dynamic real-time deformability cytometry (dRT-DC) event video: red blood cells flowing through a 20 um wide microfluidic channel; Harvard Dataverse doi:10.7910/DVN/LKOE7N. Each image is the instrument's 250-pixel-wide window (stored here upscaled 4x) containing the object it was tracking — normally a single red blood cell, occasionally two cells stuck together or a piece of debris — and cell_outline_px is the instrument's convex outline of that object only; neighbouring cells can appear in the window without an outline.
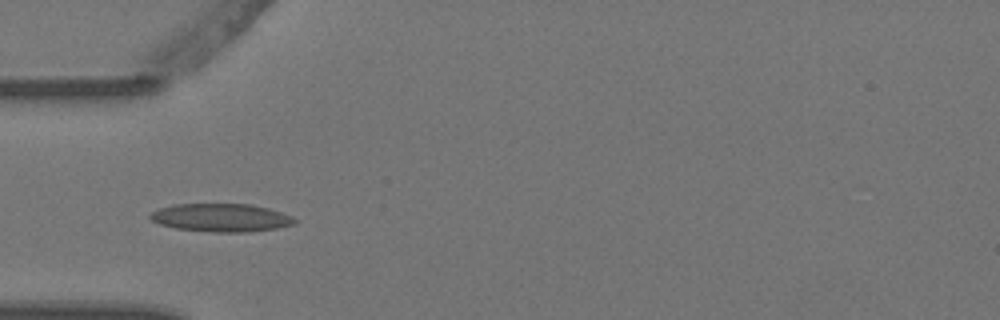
{"species": "Egyptian fruit bat (a non-hibernating species)", "species_latin": "Rousettus aegyptiacus", "temperature_condition": "warm", "stored_images_in_passage": 5, "camera_frame_rate_fps": 3000, "um_per_image_px": 0.085, "animal": {"sex": "female"}, "frame": {"image": 1, "passage_image": 3, "time_ms": 0.667, "image_size_px": [1000, 320], "cell_outline_px": [[296, 224], [276, 228], [248, 232], [212, 232], [176, 228], [160, 224], [152, 220], [148, 216], [152, 212], [160, 208], [172, 204], [248, 204], [268, 208], [292, 216], [296, 220]], "centroid_in_image_um": [18.79, 18.5], "position_along_channel_um": 66.2, "area_um2": 23.58}}
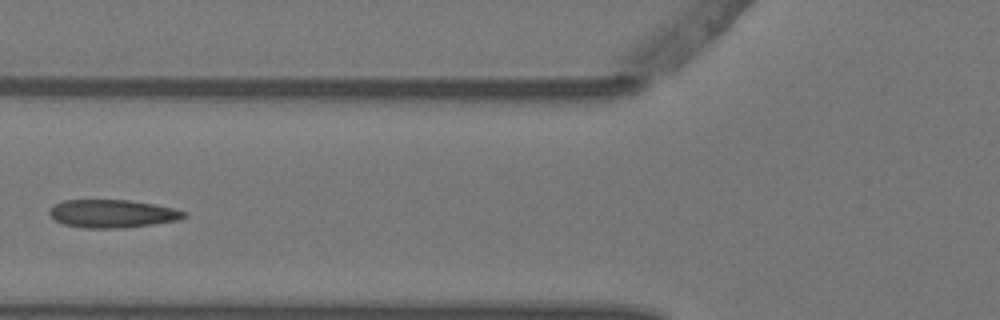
{"frame": {"image": 2, "passage_image": 4, "time_ms": 1.0, "image_size_px": [1000, 320], "cell_outline_px": [[188, 216], [180, 220], [124, 228], [84, 228], [64, 224], [56, 220], [48, 212], [56, 204], [64, 200], [128, 200], [152, 204], [172, 208], [188, 212]], "centroid_in_image_um": [9.6, 18.17], "position_along_channel_um": 116.2, "area_um2": 21.85}}
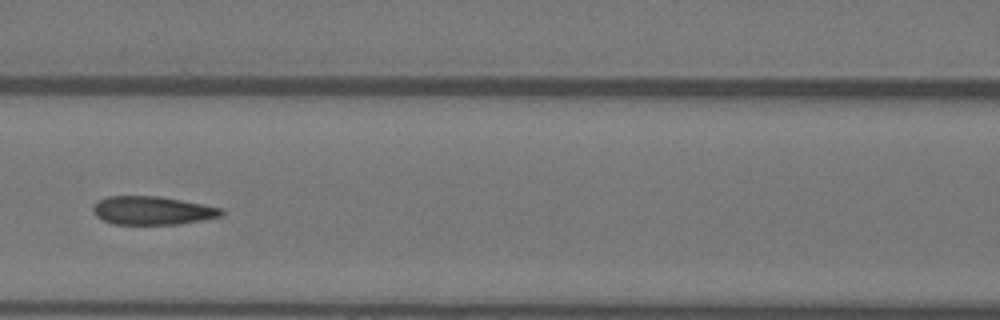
{"frame": {"image": 3, "passage_image": 5, "time_ms": 1.333, "image_size_px": [1000, 320], "cell_outline_px": [[224, 216], [204, 220], [180, 224], [112, 224], [96, 216], [92, 212], [92, 208], [96, 200], [108, 196], [156, 196], [180, 200], [220, 208], [224, 212]], "centroid_in_image_um": [12.92, 17.9], "position_along_channel_um": 153.7, "area_um2": 21.27}}